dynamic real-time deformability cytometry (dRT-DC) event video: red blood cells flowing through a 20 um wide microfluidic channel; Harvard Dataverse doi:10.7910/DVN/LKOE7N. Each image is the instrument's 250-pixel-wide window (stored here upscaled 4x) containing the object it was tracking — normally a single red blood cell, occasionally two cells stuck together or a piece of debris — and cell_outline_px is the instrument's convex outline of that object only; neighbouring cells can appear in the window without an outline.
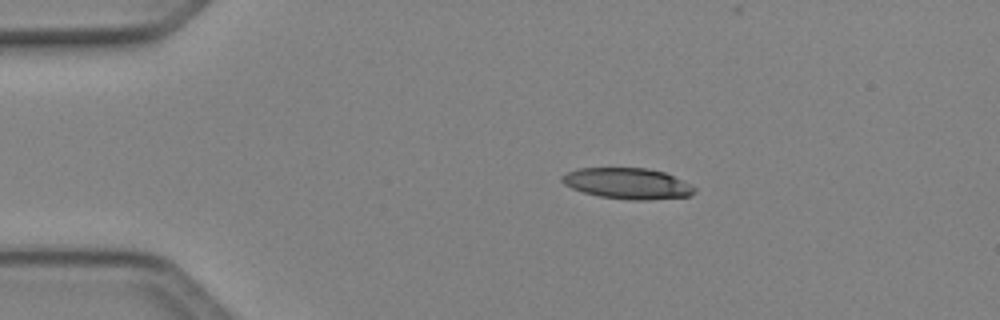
{"species": "Egyptian fruit bat (a non-hibernating species)", "species_latin": "Rousettus aegyptiacus", "temperature_condition": "cold", "stored_images_in_passage": 41, "camera_frame_rate_fps": 3000, "um_per_image_px": 0.085, "animal": {"sex": "female"}, "frame": {"image": 1, "passage_image": 1, "time_ms": 0.0, "image_size_px": [1000, 320], "cell_outline_px": [[696, 192], [688, 196], [648, 200], [632, 200], [600, 196], [584, 192], [572, 188], [564, 184], [560, 180], [560, 176], [568, 172], [580, 168], [648, 168], [664, 172], [692, 184], [696, 188]], "centroid_in_image_um": [53.36, 15.59], "position_along_channel_um": 31.6, "area_um2": 23.87}}
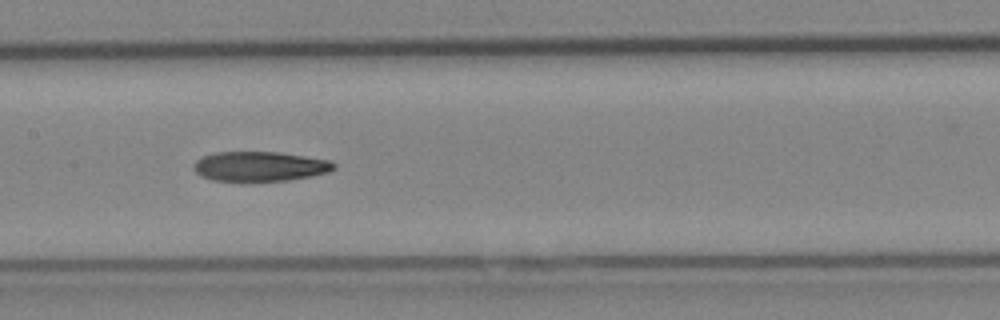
{"frame": {"image": 2, "passage_image": 16, "time_ms": 5.0, "image_size_px": [1000, 320], "cell_outline_px": [[336, 168], [328, 172], [312, 176], [288, 180], [244, 184], [212, 180], [200, 176], [192, 168], [196, 160], [204, 156], [216, 152], [280, 152], [332, 160], [336, 164]], "centroid_in_image_um": [22.08, 14.18], "position_along_channel_um": 185.3, "area_um2": 25.32}}
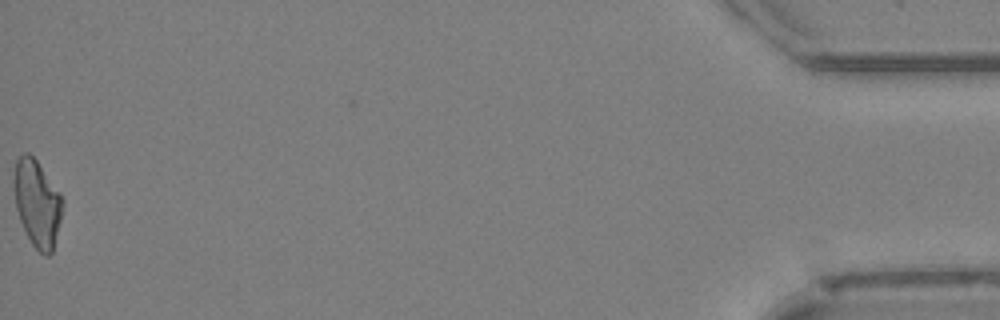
{"frame": {"image": 3, "passage_image": 41, "time_ms": 13.333, "image_size_px": [1000, 320], "cell_outline_px": [[64, 200], [60, 220], [52, 252], [48, 256], [44, 256], [32, 244], [20, 220], [16, 208], [12, 184], [12, 180], [16, 160], [24, 152], [28, 152], [36, 160], [60, 192]], "centroid_in_image_um": [3.14, 17.25], "position_along_channel_um": 432.1, "area_um2": 24.57}}